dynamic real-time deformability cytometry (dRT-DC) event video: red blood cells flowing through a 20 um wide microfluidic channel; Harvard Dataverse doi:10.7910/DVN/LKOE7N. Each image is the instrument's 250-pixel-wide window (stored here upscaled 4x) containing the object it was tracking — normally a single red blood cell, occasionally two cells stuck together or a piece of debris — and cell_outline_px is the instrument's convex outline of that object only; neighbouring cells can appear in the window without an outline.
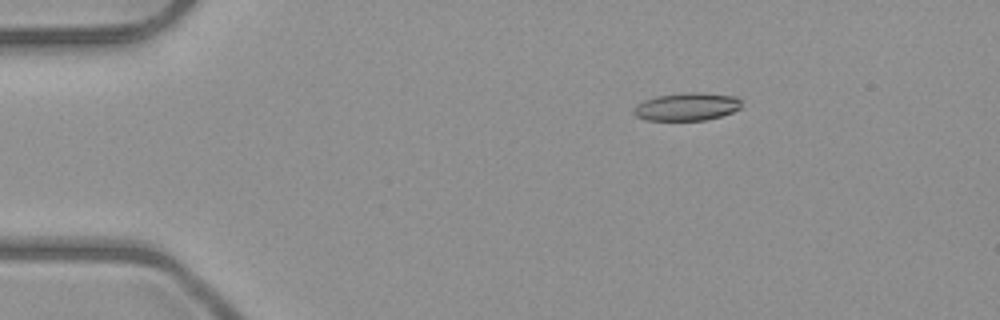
{"species": "common noctule bat (a hibernating species)", "species_latin": "Nyctalus noctula", "temperature_condition": "room temperature", "stored_images_in_passage": 4, "camera_frame_rate_fps": 3000, "um_per_image_px": 0.085, "animal": {"sex": "male", "body_mass_g": 23.1, "forearm_length_mm": 52.7}, "frame": {"image": 1, "passage_image": 2, "time_ms": 2.333, "image_size_px": [1000, 320], "cell_outline_px": [[740, 108], [732, 112], [720, 116], [704, 120], [644, 120], [636, 116], [632, 112], [632, 108], [636, 104], [644, 100], [656, 96], [688, 92], [696, 92], [736, 96], [740, 100]], "centroid_in_image_um": [58.33, 9.07], "position_along_channel_um": 26.7, "area_um2": 17.51}}